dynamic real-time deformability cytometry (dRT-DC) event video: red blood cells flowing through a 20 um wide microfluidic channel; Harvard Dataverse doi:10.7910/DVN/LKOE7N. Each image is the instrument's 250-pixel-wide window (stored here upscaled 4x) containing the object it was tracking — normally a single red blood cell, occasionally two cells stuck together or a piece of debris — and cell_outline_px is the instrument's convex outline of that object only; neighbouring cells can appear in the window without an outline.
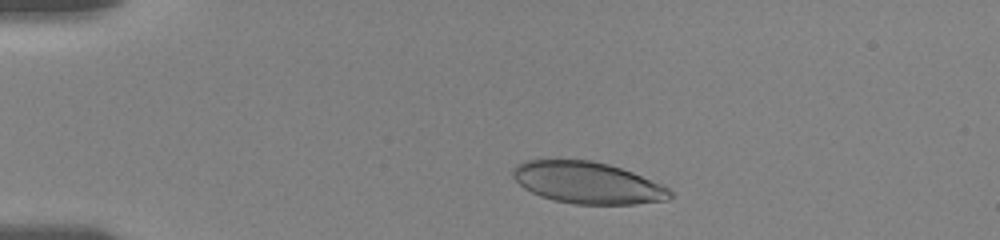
{"species": "human", "species_latin": "Homo sapiens", "temperature_condition": "room temperature", "stored_images_in_passage": 36, "camera_frame_rate_fps": 3000, "um_per_image_px": 0.085, "donor": {"sex": "female"}, "frame": {"image": 1, "passage_image": 5, "time_ms": 1.667, "image_size_px": [1000, 240], "cell_outline_px": [[672, 196], [668, 200], [636, 204], [576, 204], [552, 200], [540, 196], [524, 188], [512, 176], [512, 168], [516, 164], [528, 160], [592, 160], [608, 164], [632, 172], [660, 184], [668, 188], [672, 192]], "centroid_in_image_um": [49.92, 15.54], "position_along_channel_um": 35.1, "area_um2": 38.09}}
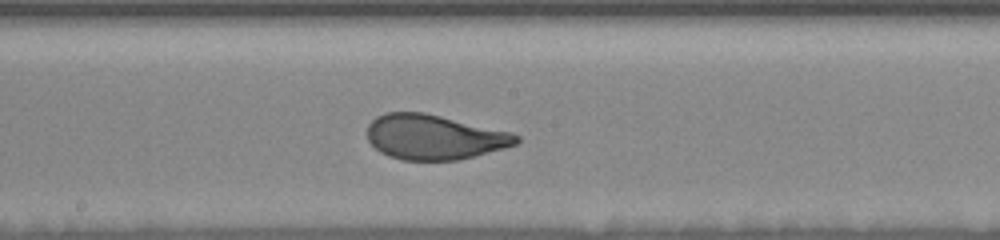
{"frame": {"image": 2, "passage_image": 21, "time_ms": 8.0, "image_size_px": [1000, 240], "cell_outline_px": [[520, 140], [516, 144], [504, 148], [460, 160], [400, 160], [388, 156], [380, 152], [368, 140], [368, 124], [376, 116], [384, 112], [424, 112], [512, 132], [520, 136]], "centroid_in_image_um": [36.9, 11.65], "position_along_channel_um": 211.3, "area_um2": 39.13}}
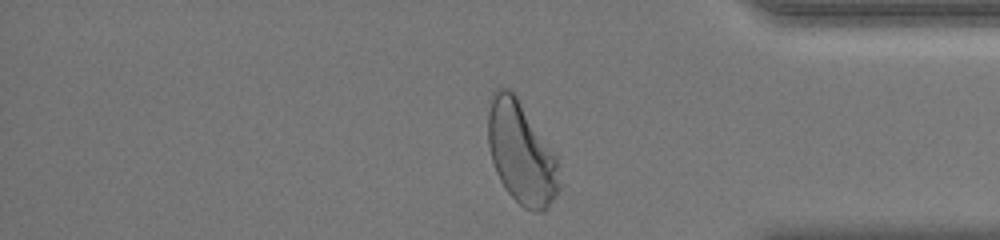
{"frame": {"image": 3, "passage_image": 35, "time_ms": 13.333, "image_size_px": [1000, 240], "cell_outline_px": [[560, 188], [548, 208], [540, 212], [532, 212], [524, 208], [508, 192], [500, 180], [496, 172], [492, 160], [488, 144], [488, 96], [496, 88], [508, 88], [516, 96], [556, 156]], "centroid_in_image_um": [44.27, 13.0], "position_along_channel_um": 390.9, "area_um2": 42.19}, "authors_computed_cell_mechanics": {"area_um2": 39.5641, "velocity_mm_per_s": 3.6108, "shape_relaxation_time_tau1_ms": 3.7872, "shape_relaxation_time_tau2_ms": null, "deformation_change_tau1": 0.1576, "deformation_change_tau2": null}}